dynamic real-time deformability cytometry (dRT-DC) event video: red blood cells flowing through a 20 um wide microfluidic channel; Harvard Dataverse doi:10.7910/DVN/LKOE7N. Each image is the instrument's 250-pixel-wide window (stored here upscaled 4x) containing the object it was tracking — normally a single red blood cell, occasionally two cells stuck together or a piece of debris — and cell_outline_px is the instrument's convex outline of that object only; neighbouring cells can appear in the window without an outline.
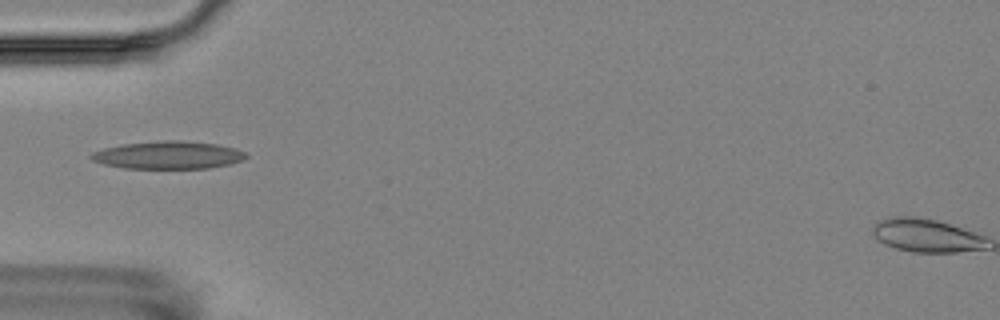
{"species": "Egyptian fruit bat (a non-hibernating species)", "species_latin": "Rousettus aegyptiacus", "temperature_condition": "room temperature", "stored_images_in_passage": 4, "camera_frame_rate_fps": 3000, "um_per_image_px": 0.085, "animal": {"sex": "female"}, "frame": {"image": 1, "passage_image": 4, "time_ms": 4.667, "image_size_px": [1000, 320], "cell_outline_px": [[248, 156], [240, 160], [228, 164], [208, 168], [124, 168], [104, 164], [92, 160], [88, 156], [92, 152], [104, 148], [124, 144], [160, 140], [180, 140], [216, 144], [236, 148], [248, 152]], "centroid_in_image_um": [14.29, 13.17], "position_along_channel_um": 70.7, "area_um2": 24.97}}